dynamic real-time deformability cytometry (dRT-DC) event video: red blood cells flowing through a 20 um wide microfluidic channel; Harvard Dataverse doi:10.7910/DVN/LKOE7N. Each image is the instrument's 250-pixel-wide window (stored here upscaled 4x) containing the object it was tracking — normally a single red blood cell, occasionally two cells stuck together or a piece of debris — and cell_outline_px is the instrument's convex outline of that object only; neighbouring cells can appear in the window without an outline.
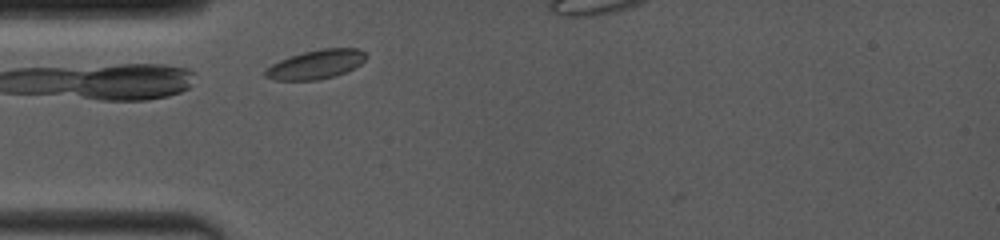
{"species": "common noctule bat (a hibernating species)", "species_latin": "Nyctalus noctula", "temperature_condition": "room temperature", "stored_images_in_passage": 38, "camera_frame_rate_fps": 4000, "um_per_image_px": 0.085, "animal": {"sex": "female", "body_mass_g": 19.0, "forearm_length_mm": 53.3}, "frame": {"image": 1, "passage_image": 2, "time_ms": 0.25, "image_size_px": [1000, 240], "cell_outline_px": [[368, 56], [360, 64], [336, 76], [316, 80], [276, 80], [264, 76], [264, 72], [272, 64], [280, 60], [304, 52], [320, 48], [356, 48], [364, 52]], "centroid_in_image_um": [26.87, 5.47], "position_along_channel_um": 58.1, "area_um2": 16.82}}
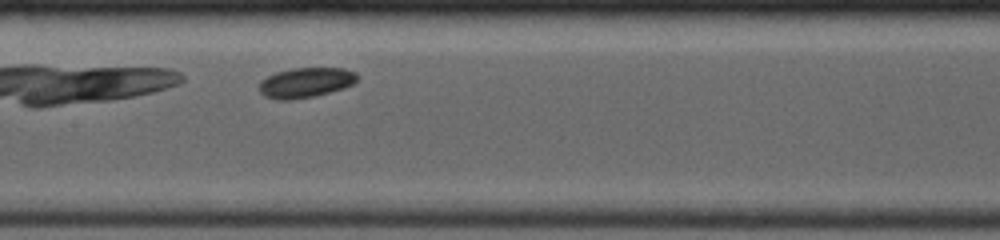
{"frame": {"image": 2, "passage_image": 16, "time_ms": 3.5, "image_size_px": [1000, 240], "cell_outline_px": [[356, 80], [352, 84], [344, 88], [312, 96], [292, 100], [276, 100], [264, 96], [260, 92], [260, 80], [276, 72], [292, 68], [344, 68], [356, 72]], "centroid_in_image_um": [25.95, 7.02], "position_along_channel_um": 181.4, "area_um2": 17.05}}
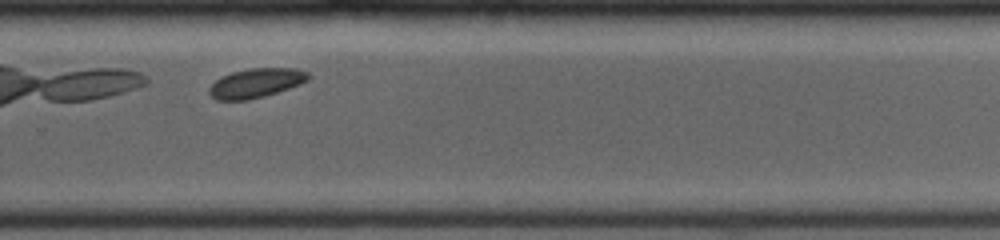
{"frame": {"image": 3, "passage_image": 29, "time_ms": 6.75, "image_size_px": [1000, 240], "cell_outline_px": [[312, 76], [308, 80], [300, 84], [264, 96], [248, 100], [216, 100], [208, 92], [208, 88], [220, 76], [232, 72], [248, 68], [296, 68], [308, 72]], "centroid_in_image_um": [21.76, 7.05], "position_along_channel_um": 308.0, "area_um2": 16.99}}